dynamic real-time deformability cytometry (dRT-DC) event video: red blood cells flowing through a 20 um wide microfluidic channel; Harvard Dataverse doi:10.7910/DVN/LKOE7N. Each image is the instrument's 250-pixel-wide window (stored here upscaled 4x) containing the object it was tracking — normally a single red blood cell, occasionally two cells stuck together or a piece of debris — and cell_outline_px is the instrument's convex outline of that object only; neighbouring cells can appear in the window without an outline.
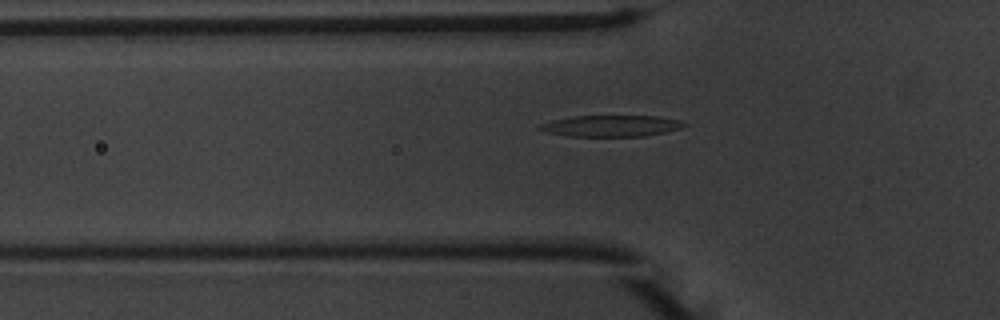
{"species": "common noctule bat (a hibernating species)", "species_latin": "Nyctalus noctula", "temperature_condition": "warm", "stored_images_in_passage": 42, "camera_frame_rate_fps": 3000, "um_per_image_px": 0.085, "animal": {"sex": "male", "body_mass_g": 20.1, "forearm_length_mm": 53.5}, "frame": {"image": 1, "passage_image": 6, "time_ms": 1.667, "image_size_px": [1000, 320], "cell_outline_px": [[688, 124], [680, 128], [664, 132], [644, 136], [568, 136], [548, 132], [536, 128], [536, 124], [552, 120], [576, 116], [656, 116], [680, 120]], "centroid_in_image_um": [51.91, 10.7], "position_along_channel_um": 73.9, "area_um2": 17.86}}
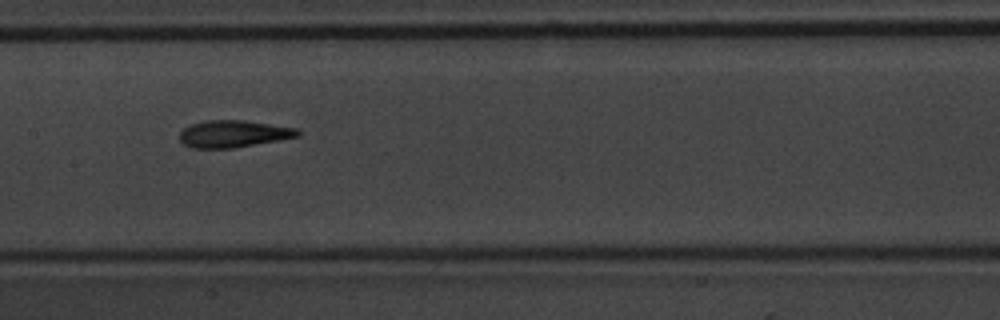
{"frame": {"image": 2, "passage_image": 15, "time_ms": 4.667, "image_size_px": [1000, 320], "cell_outline_px": [[300, 136], [280, 140], [232, 148], [192, 148], [184, 144], [180, 140], [180, 132], [184, 128], [192, 124], [204, 120], [244, 120], [296, 128], [300, 132]], "centroid_in_image_um": [19.84, 11.37], "position_along_channel_um": 187.6, "area_um2": 18.55}}
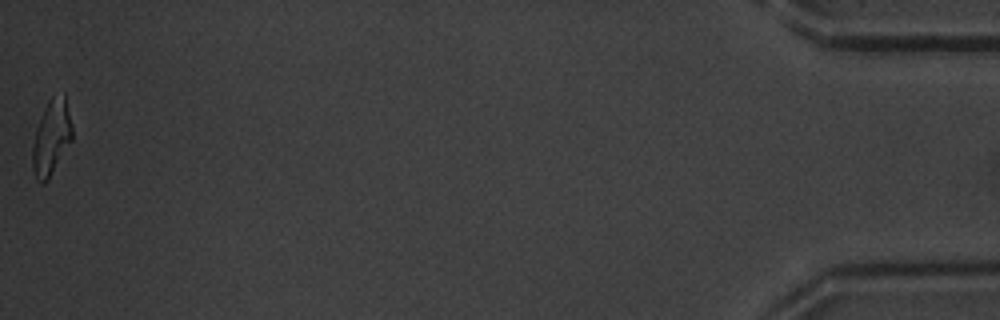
{"frame": {"image": 3, "passage_image": 42, "time_ms": 13.667, "image_size_px": [1000, 320], "cell_outline_px": [[72, 140], [48, 180], [44, 184], [40, 184], [36, 180], [32, 168], [32, 148], [36, 128], [44, 108], [48, 100], [52, 96], [64, 92], [72, 128]], "centroid_in_image_um": [4.35, 11.71], "position_along_channel_um": 430.8, "area_um2": 17.46}, "authors_computed_cell_mechanics": {"area_um2": 18.0914, "velocity_mm_per_s": 3.7463, "shape_relaxation_time_tau1_ms": 4.3806, "shape_relaxation_time_tau2_ms": 3.3744, "deformation_change_tau1": 0.2178, "deformation_change_tau2": 0.1472}}